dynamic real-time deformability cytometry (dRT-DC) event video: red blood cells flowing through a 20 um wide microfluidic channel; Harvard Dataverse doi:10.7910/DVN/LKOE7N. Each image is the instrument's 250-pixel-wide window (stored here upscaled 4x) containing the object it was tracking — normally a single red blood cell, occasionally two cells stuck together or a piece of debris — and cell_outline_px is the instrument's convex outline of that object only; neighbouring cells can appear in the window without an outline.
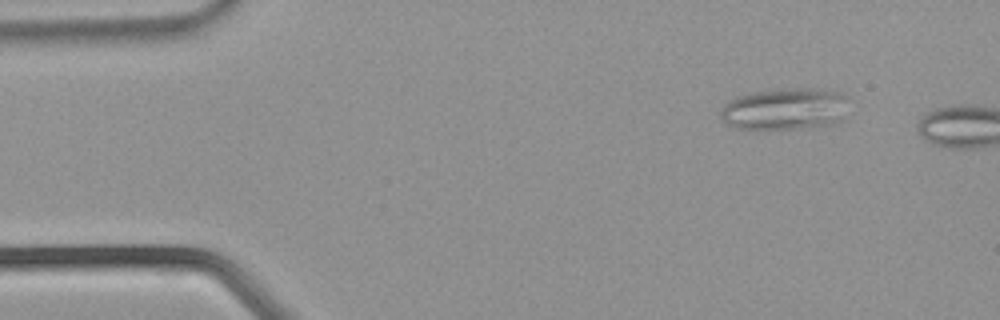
{"species": "common noctule bat (a hibernating species)", "species_latin": "Nyctalus noctula", "temperature_condition": "warm", "stored_images_in_passage": 4, "camera_frame_rate_fps": 3000, "um_per_image_px": 0.085, "animal": {"sex": "male", "body_mass_g": 21.5, "forearm_length_mm": 52.0}, "frame": {"image": 1, "passage_image": 2, "time_ms": 0.333, "image_size_px": [1000, 320], "cell_outline_px": [[848, 96], [844, 120], [836, 124], [796, 128], [736, 128], [724, 124], [720, 120], [720, 108], [728, 100], [736, 96], [752, 92], [780, 88], [808, 88], [840, 92]], "centroid_in_image_um": [66.7, 9.25], "position_along_channel_um": 18.3, "area_um2": 31.73}}